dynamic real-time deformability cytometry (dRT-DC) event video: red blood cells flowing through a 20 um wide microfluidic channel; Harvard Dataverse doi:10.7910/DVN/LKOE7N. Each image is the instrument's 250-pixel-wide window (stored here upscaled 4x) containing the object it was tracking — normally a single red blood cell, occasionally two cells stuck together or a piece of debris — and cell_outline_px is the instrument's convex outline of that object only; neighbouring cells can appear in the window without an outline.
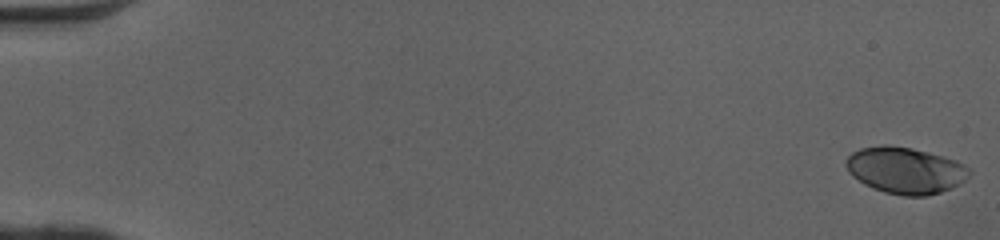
{"species": "human", "species_latin": "Homo sapiens", "temperature_condition": "cold", "stored_images_in_passage": 51, "camera_frame_rate_fps": 3000, "um_per_image_px": 0.085, "donor": {"sex": "female"}, "frame": {"image": 1, "passage_image": 1, "time_ms": 0.0, "image_size_px": [1000, 240], "cell_outline_px": [[972, 172], [960, 184], [952, 188], [928, 196], [904, 196], [884, 192], [872, 188], [864, 184], [852, 176], [848, 172], [844, 164], [844, 160], [852, 152], [860, 148], [884, 144], [912, 148], [928, 152], [956, 160], [964, 164]], "centroid_in_image_um": [76.93, 14.48], "position_along_channel_um": 8.1, "area_um2": 33.7}}
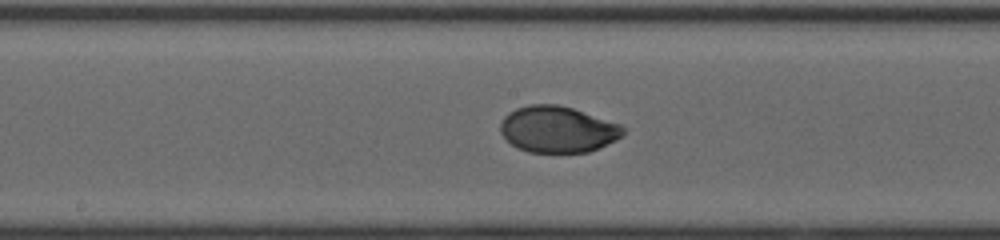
{"frame": {"image": 2, "passage_image": 28, "time_ms": 9.0, "image_size_px": [1000, 240], "cell_outline_px": [[624, 132], [616, 140], [588, 152], [528, 152], [516, 148], [500, 132], [500, 124], [504, 116], [508, 112], [516, 108], [528, 104], [556, 104], [572, 108], [620, 124], [624, 128]], "centroid_in_image_um": [47.36, 10.99], "position_along_channel_um": 200.8, "area_um2": 33.0}}
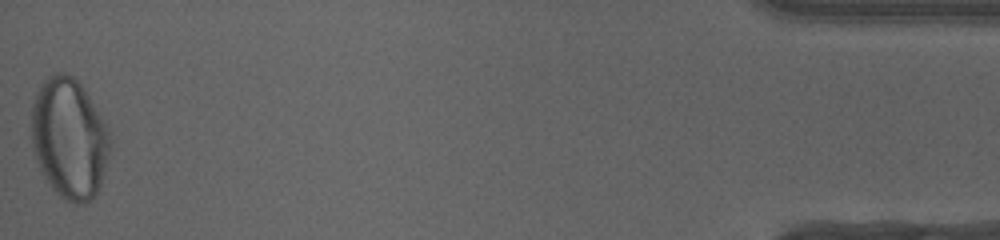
{"frame": {"image": 3, "passage_image": 51, "time_ms": 16.667, "image_size_px": [1000, 240], "cell_outline_px": [[112, 140], [108, 156], [100, 184], [96, 192], [84, 204], [76, 204], [64, 200], [52, 188], [44, 176], [36, 160], [32, 148], [32, 104], [36, 92], [40, 84], [48, 76], [56, 72], [64, 72], [72, 76], [84, 88], [104, 120], [108, 128]], "centroid_in_image_um": [5.88, 11.74], "position_along_channel_um": 429.3, "area_um2": 55.2}, "authors_computed_cell_mechanics": {"area_um2": 33.0616, "velocity_mm_per_s": 4.095, "shape_relaxation_time_tau1_ms": 3.9249, "shape_relaxation_time_tau2_ms": null, "deformation_change_tau1": 0.1705, "deformation_change_tau2": null}}